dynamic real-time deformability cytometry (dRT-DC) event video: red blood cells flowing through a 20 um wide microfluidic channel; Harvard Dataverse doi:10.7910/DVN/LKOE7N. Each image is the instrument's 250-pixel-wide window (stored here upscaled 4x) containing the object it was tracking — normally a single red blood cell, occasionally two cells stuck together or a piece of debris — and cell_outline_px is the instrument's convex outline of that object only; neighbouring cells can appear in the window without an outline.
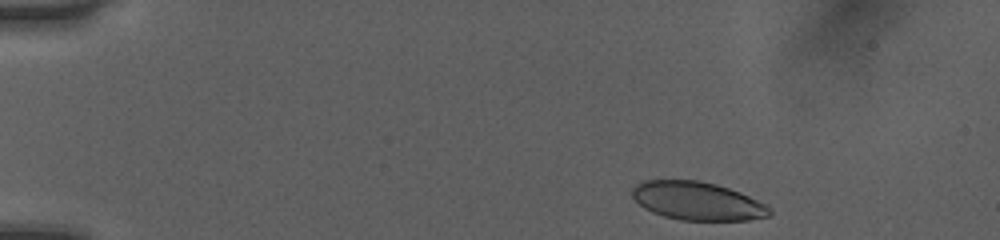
{"species": "human", "species_latin": "Homo sapiens", "temperature_condition": "room temperature", "stored_images_in_passage": 45, "camera_frame_rate_fps": 3000, "um_per_image_px": 0.085, "donor": {"sex": "female"}, "frame": {"image": 1, "passage_image": 2, "time_ms": 0.333, "image_size_px": [1000, 240], "cell_outline_px": [[772, 212], [768, 216], [748, 220], [680, 220], [664, 216], [652, 212], [644, 208], [632, 196], [632, 188], [636, 184], [644, 180], [696, 180], [716, 184], [740, 192], [772, 208]], "centroid_in_image_um": [59.26, 17.08], "position_along_channel_um": 25.7, "area_um2": 30.52}}
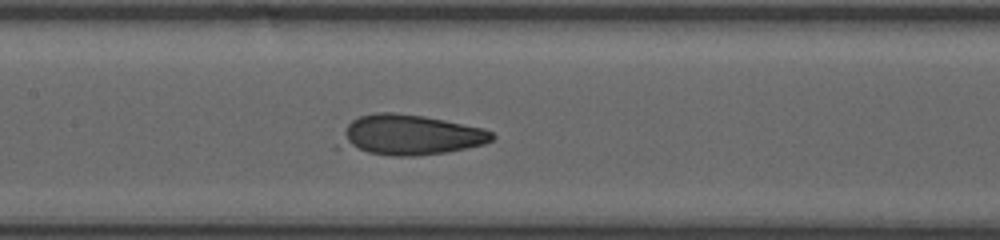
{"frame": {"image": 2, "passage_image": 20, "time_ms": 6.333, "image_size_px": [1000, 240], "cell_outline_px": [[496, 136], [492, 140], [484, 144], [448, 152], [412, 156], [392, 156], [332, 148], [348, 124], [352, 120], [360, 116], [376, 112], [396, 112], [424, 116], [484, 128], [492, 132]], "centroid_in_image_um": [34.75, 11.49], "position_along_channel_um": 172.7, "area_um2": 36.41}}
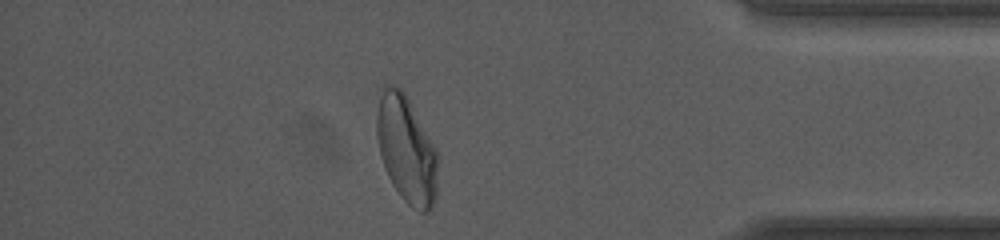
{"frame": {"image": 3, "passage_image": 39, "time_ms": 12.667, "image_size_px": [1000, 240], "cell_outline_px": [[440, 160], [436, 196], [432, 208], [428, 212], [420, 212], [412, 208], [400, 196], [392, 184], [388, 176], [380, 156], [376, 136], [376, 116], [380, 88], [384, 84], [392, 84], [400, 88], [404, 92], [436, 148], [440, 156]], "centroid_in_image_um": [34.56, 12.71], "position_along_channel_um": 400.6, "area_um2": 38.96}, "authors_computed_cell_mechanics": {"area_um2": 34.3332, "velocity_mm_per_s": 4.0347, "shape_relaxation_time_tau1_ms": 5.9425, "shape_relaxation_time_tau2_ms": 0.8966, "deformation_change_tau1": 0.1805, "deformation_change_tau2": 0.0614}}